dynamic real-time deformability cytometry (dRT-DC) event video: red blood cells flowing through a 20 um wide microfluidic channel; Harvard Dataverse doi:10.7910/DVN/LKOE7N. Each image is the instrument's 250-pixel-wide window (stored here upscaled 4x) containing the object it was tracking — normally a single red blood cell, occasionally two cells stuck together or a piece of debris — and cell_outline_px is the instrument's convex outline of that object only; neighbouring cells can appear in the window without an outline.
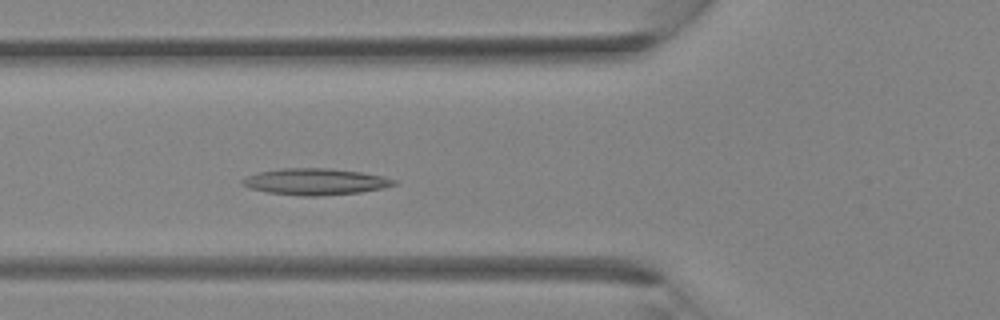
{"species": "Egyptian fruit bat (a non-hibernating species)", "species_latin": "Rousettus aegyptiacus", "temperature_condition": "room temperature", "stored_images_in_passage": 30, "camera_frame_rate_fps": 3000, "um_per_image_px": 0.085, "animal": {"sex": "female"}, "frame": {"image": 1, "passage_image": 5, "time_ms": 1.333, "image_size_px": [1000, 320], "cell_outline_px": [[396, 184], [384, 188], [360, 192], [316, 196], [304, 196], [268, 192], [248, 188], [240, 184], [240, 180], [256, 172], [280, 168], [328, 168], [360, 172], [384, 176], [396, 180]], "centroid_in_image_um": [26.77, 15.43], "position_along_channel_um": 99.0, "area_um2": 23.41}}
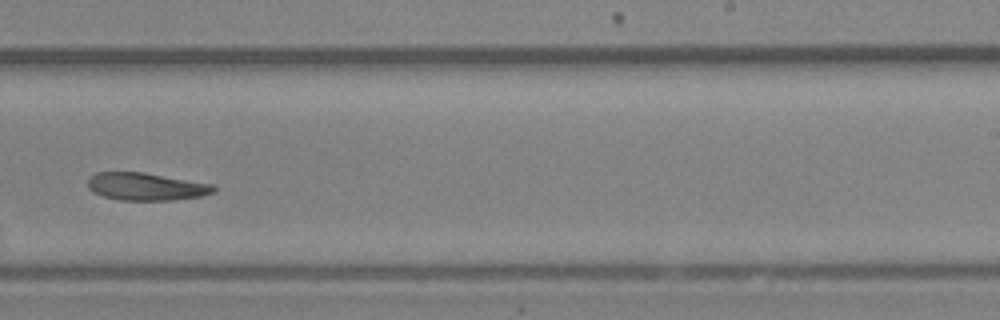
{"frame": {"image": 2, "passage_image": 15, "time_ms": 4.667, "image_size_px": [1000, 320], "cell_outline_px": [[216, 188], [212, 192], [200, 196], [172, 200], [120, 200], [104, 196], [92, 192], [88, 188], [88, 176], [96, 172], [144, 172], [212, 184]], "centroid_in_image_um": [12.36, 15.85], "position_along_channel_um": 276.6, "area_um2": 20.17}}
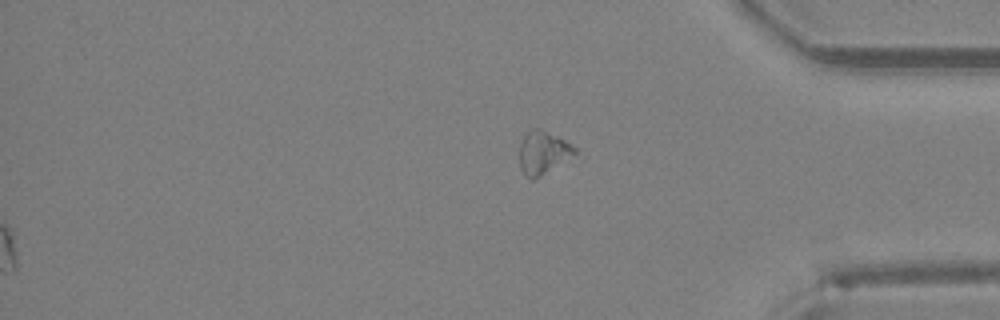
{"frame": {"image": 3, "passage_image": 30, "time_ms": 9.667, "image_size_px": [1000, 320], "cell_outline_px": [[576, 152], [536, 180], [532, 180], [524, 176], [520, 168], [520, 144], [524, 136], [532, 128], [540, 128], [560, 136], [576, 148]], "centroid_in_image_um": [46.13, 12.97], "position_along_channel_um": 389.1, "area_um2": 13.87}}